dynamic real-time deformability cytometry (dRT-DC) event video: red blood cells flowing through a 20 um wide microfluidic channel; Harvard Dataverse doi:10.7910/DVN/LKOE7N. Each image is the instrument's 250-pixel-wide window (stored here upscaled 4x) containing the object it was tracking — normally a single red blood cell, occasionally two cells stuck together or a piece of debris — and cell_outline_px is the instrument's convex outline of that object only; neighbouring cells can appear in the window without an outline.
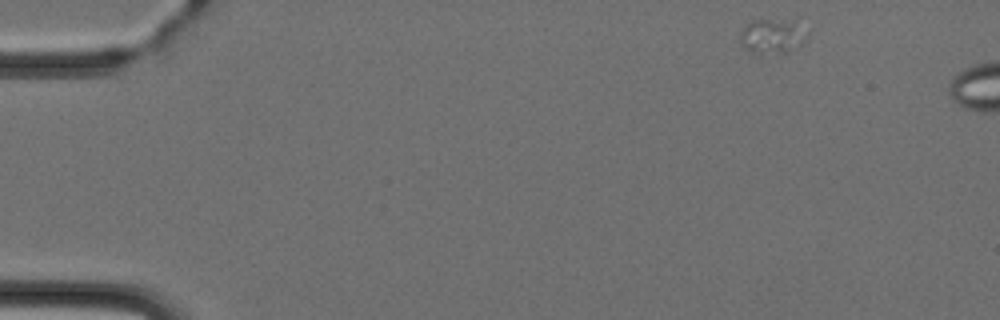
{"species": "Egyptian fruit bat (a non-hibernating species)", "species_latin": "Rousettus aegyptiacus", "temperature_condition": "cold", "stored_images_in_passage": 2, "camera_frame_rate_fps": 3000, "um_per_image_px": 0.085, "animal": {"sex": "female"}, "frame": {"image": 1, "passage_image": 1, "time_ms": 0.0, "image_size_px": [1000, 320], "cell_outline_px": [[808, 36], [800, 44], [788, 52], [752, 52], [740, 48], [740, 32], [744, 24], [752, 20], [768, 20], [792, 24], [808, 32]], "centroid_in_image_um": [65.52, 3.1], "position_along_channel_um": 19.5, "area_um2": 12.89}}